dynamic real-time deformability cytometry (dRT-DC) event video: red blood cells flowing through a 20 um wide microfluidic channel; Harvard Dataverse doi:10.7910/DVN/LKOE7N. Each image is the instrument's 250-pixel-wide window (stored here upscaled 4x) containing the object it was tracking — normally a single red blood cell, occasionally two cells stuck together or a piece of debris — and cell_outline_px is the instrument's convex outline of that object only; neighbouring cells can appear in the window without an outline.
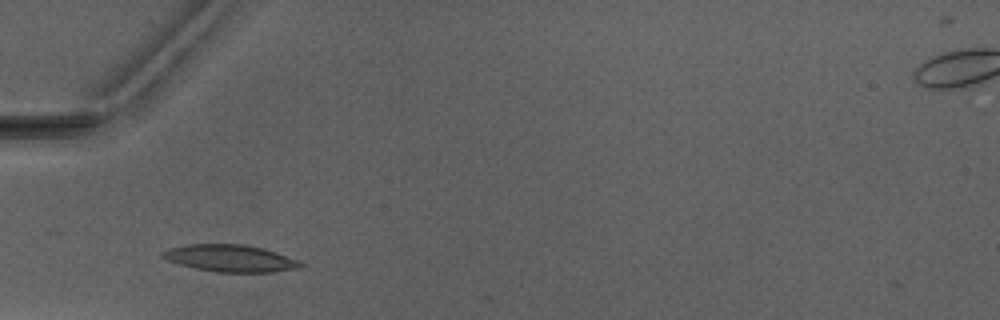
{"species": "Egyptian fruit bat (a non-hibernating species)", "species_latin": "Rousettus aegyptiacus", "temperature_condition": "warm", "stored_images_in_passage": 4, "camera_frame_rate_fps": 3000, "um_per_image_px": 0.085, "animal": {"sex": "male"}, "frame": {"image": 1, "passage_image": 3, "time_ms": 2.333, "image_size_px": [1000, 320], "cell_outline_px": [[308, 264], [304, 268], [272, 272], [216, 272], [196, 268], [180, 264], [168, 260], [160, 256], [160, 252], [168, 248], [188, 244], [244, 244], [264, 248], [276, 252]], "centroid_in_image_um": [19.62, 21.95], "position_along_channel_um": 65.4, "area_um2": 21.96}}
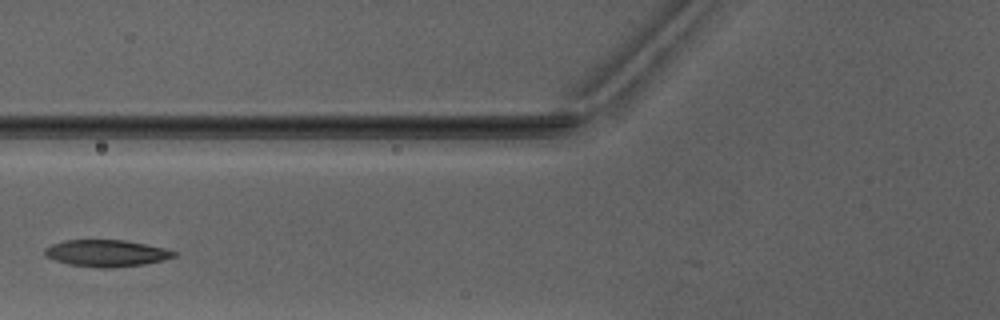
{"frame": {"image": 2, "passage_image": 4, "time_ms": 3.667, "image_size_px": [1000, 320], "cell_outline_px": [[176, 256], [164, 260], [144, 264], [108, 268], [100, 268], [68, 264], [44, 256], [44, 248], [52, 244], [64, 240], [124, 240], [164, 248], [176, 252]], "centroid_in_image_um": [9.01, 21.52], "position_along_channel_um": 116.8, "area_um2": 20.06}}